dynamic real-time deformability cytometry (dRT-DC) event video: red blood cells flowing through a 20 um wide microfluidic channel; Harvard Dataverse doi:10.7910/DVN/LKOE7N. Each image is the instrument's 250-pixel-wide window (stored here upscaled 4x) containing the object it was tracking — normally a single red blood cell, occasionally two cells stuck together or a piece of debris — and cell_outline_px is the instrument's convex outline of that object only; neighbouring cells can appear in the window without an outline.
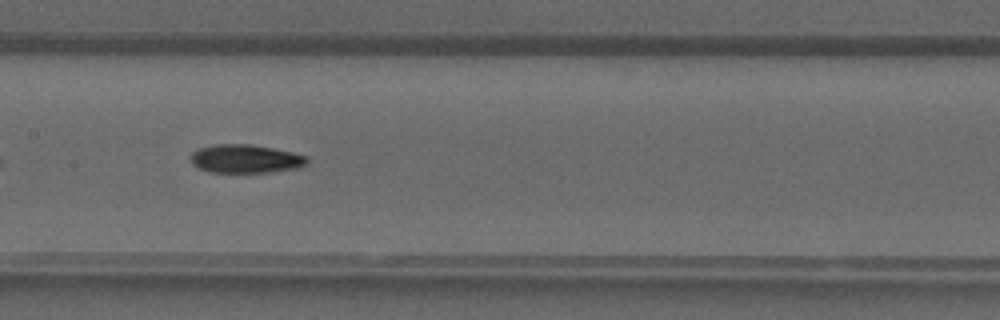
{"species": "common noctule bat (a hibernating species)", "species_latin": "Nyctalus noctula", "temperature_condition": "warm", "stored_images_in_passage": 29, "camera_frame_rate_fps": 3000, "um_per_image_px": 0.085, "animal": {"sex": "male", "forearm_length_mm": 52.5}, "frame": {"image": 1, "passage_image": 9, "time_ms": 2.667, "image_size_px": [1000, 320], "cell_outline_px": [[308, 164], [300, 168], [272, 172], [208, 172], [192, 164], [192, 152], [200, 148], [216, 144], [252, 144], [292, 152], [308, 156]], "centroid_in_image_um": [20.93, 13.5], "position_along_channel_um": 186.5, "area_um2": 19.36}}
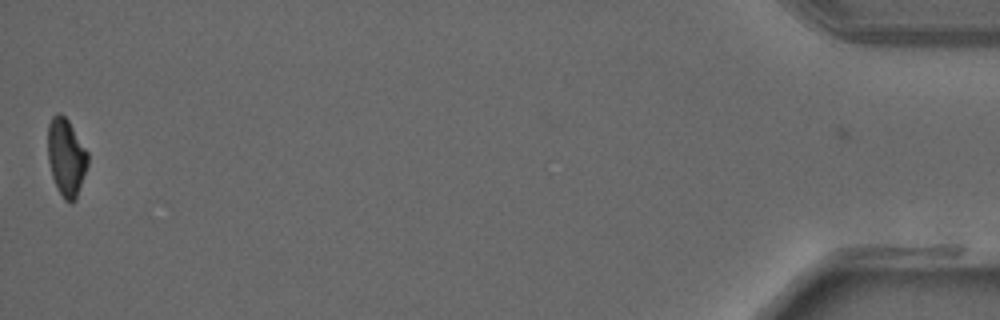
{"frame": {"image": 2, "passage_image": 29, "time_ms": 9.333, "image_size_px": [1000, 320], "cell_outline_px": [[88, 164], [76, 200], [72, 204], [68, 204], [64, 200], [56, 188], [52, 176], [48, 160], [48, 124], [52, 116], [56, 112], [60, 112], [68, 120], [88, 152]], "centroid_in_image_um": [5.62, 13.4], "position_along_channel_um": 429.6, "area_um2": 18.32}}